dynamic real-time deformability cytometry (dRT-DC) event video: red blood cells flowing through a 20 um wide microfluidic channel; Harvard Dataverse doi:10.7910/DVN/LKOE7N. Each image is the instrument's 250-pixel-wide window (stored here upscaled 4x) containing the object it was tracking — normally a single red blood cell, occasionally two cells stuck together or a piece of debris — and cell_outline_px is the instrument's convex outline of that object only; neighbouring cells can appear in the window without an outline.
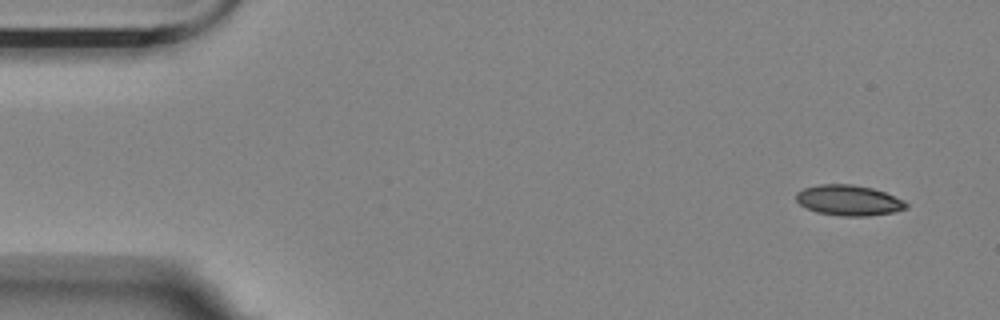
{"species": "Egyptian fruit bat (a non-hibernating species)", "species_latin": "Rousettus aegyptiacus", "temperature_condition": "room temperature", "stored_images_in_passage": 8, "camera_frame_rate_fps": 3000, "um_per_image_px": 0.085, "animal": {"sex": "female"}, "frame": {"image": 1, "passage_image": 1, "time_ms": 0.0, "image_size_px": [1000, 320], "cell_outline_px": [[908, 208], [896, 212], [868, 216], [840, 216], [816, 212], [800, 204], [796, 200], [796, 192], [804, 188], [820, 184], [852, 184], [872, 188], [884, 192], [904, 200], [908, 204]], "centroid_in_image_um": [72.16, 17.03], "position_along_channel_um": 12.8, "area_um2": 19.65}}
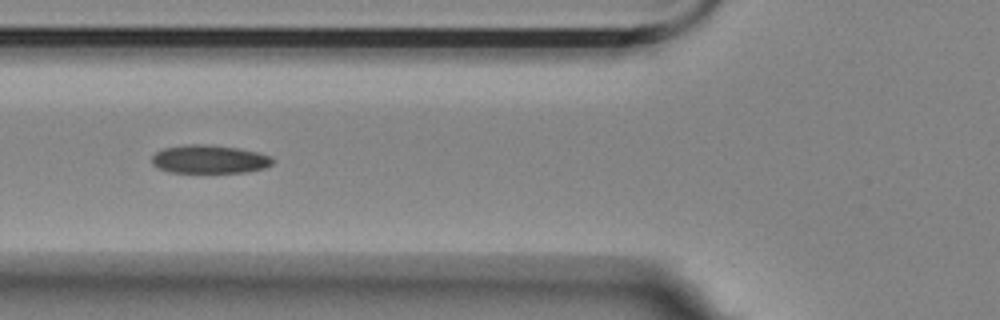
{"frame": {"image": 2, "passage_image": 6, "time_ms": 1.667, "image_size_px": [1000, 320], "cell_outline_px": [[272, 164], [264, 168], [244, 172], [168, 172], [156, 168], [152, 164], [152, 156], [156, 152], [164, 148], [188, 144], [204, 144], [240, 148], [256, 152], [268, 156], [272, 160]], "centroid_in_image_um": [17.74, 13.53], "position_along_channel_um": 108.1, "area_um2": 19.83}}
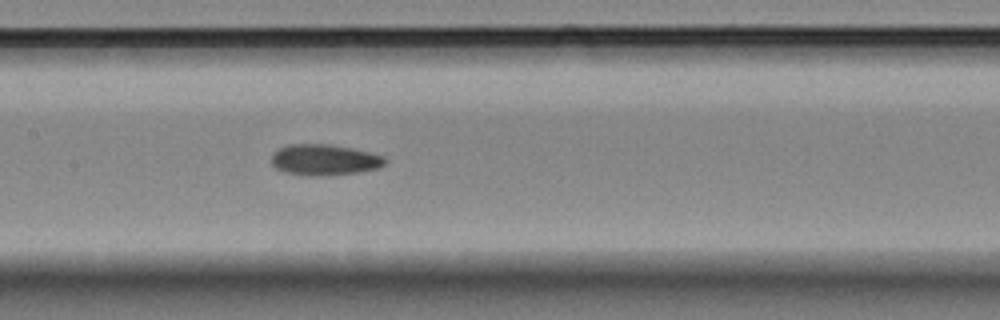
{"frame": {"image": 3, "passage_image": 8, "time_ms": 2.333, "image_size_px": [1000, 320], "cell_outline_px": [[388, 160], [380, 168], [356, 172], [320, 176], [308, 176], [284, 172], [276, 168], [272, 164], [272, 152], [288, 144], [328, 144], [352, 148], [384, 156]], "centroid_in_image_um": [27.56, 13.58], "position_along_channel_um": 179.8, "area_um2": 20.52}}